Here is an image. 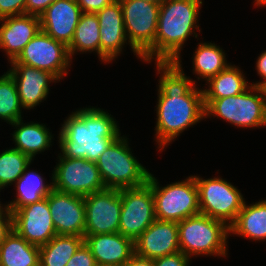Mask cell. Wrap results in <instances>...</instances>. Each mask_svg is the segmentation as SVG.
Here are the masks:
<instances>
[{
    "instance_id": "obj_1",
    "label": "cell",
    "mask_w": 266,
    "mask_h": 266,
    "mask_svg": "<svg viewBox=\"0 0 266 266\" xmlns=\"http://www.w3.org/2000/svg\"><path fill=\"white\" fill-rule=\"evenodd\" d=\"M182 61L155 62L158 82L155 141L159 152L182 132L205 119L202 89L196 80L187 77Z\"/></svg>"
},
{
    "instance_id": "obj_2",
    "label": "cell",
    "mask_w": 266,
    "mask_h": 266,
    "mask_svg": "<svg viewBox=\"0 0 266 266\" xmlns=\"http://www.w3.org/2000/svg\"><path fill=\"white\" fill-rule=\"evenodd\" d=\"M116 119L104 109L80 108L66 117L59 131V155L96 162L121 131Z\"/></svg>"
},
{
    "instance_id": "obj_3",
    "label": "cell",
    "mask_w": 266,
    "mask_h": 266,
    "mask_svg": "<svg viewBox=\"0 0 266 266\" xmlns=\"http://www.w3.org/2000/svg\"><path fill=\"white\" fill-rule=\"evenodd\" d=\"M202 0H164L160 4L155 36V62L181 61V50L197 25ZM194 33V34H193Z\"/></svg>"
},
{
    "instance_id": "obj_4",
    "label": "cell",
    "mask_w": 266,
    "mask_h": 266,
    "mask_svg": "<svg viewBox=\"0 0 266 266\" xmlns=\"http://www.w3.org/2000/svg\"><path fill=\"white\" fill-rule=\"evenodd\" d=\"M229 234L227 224L203 214L178 222L180 251L190 259L199 255L226 257Z\"/></svg>"
},
{
    "instance_id": "obj_5",
    "label": "cell",
    "mask_w": 266,
    "mask_h": 266,
    "mask_svg": "<svg viewBox=\"0 0 266 266\" xmlns=\"http://www.w3.org/2000/svg\"><path fill=\"white\" fill-rule=\"evenodd\" d=\"M205 118L217 117L239 128L266 126V102L262 87L250 86L242 93L204 99Z\"/></svg>"
},
{
    "instance_id": "obj_6",
    "label": "cell",
    "mask_w": 266,
    "mask_h": 266,
    "mask_svg": "<svg viewBox=\"0 0 266 266\" xmlns=\"http://www.w3.org/2000/svg\"><path fill=\"white\" fill-rule=\"evenodd\" d=\"M105 188L139 187L148 181L150 172L133 155L128 138L114 140L95 162Z\"/></svg>"
},
{
    "instance_id": "obj_7",
    "label": "cell",
    "mask_w": 266,
    "mask_h": 266,
    "mask_svg": "<svg viewBox=\"0 0 266 266\" xmlns=\"http://www.w3.org/2000/svg\"><path fill=\"white\" fill-rule=\"evenodd\" d=\"M125 32L132 52L141 61H155V36L160 4L143 0H120Z\"/></svg>"
},
{
    "instance_id": "obj_8",
    "label": "cell",
    "mask_w": 266,
    "mask_h": 266,
    "mask_svg": "<svg viewBox=\"0 0 266 266\" xmlns=\"http://www.w3.org/2000/svg\"><path fill=\"white\" fill-rule=\"evenodd\" d=\"M155 203V216L160 221L179 222L200 214L198 188L194 176L160 186L153 174H149Z\"/></svg>"
},
{
    "instance_id": "obj_9",
    "label": "cell",
    "mask_w": 266,
    "mask_h": 266,
    "mask_svg": "<svg viewBox=\"0 0 266 266\" xmlns=\"http://www.w3.org/2000/svg\"><path fill=\"white\" fill-rule=\"evenodd\" d=\"M193 176L198 188L200 214L223 221L230 227L245 203L242 193L221 177Z\"/></svg>"
},
{
    "instance_id": "obj_10",
    "label": "cell",
    "mask_w": 266,
    "mask_h": 266,
    "mask_svg": "<svg viewBox=\"0 0 266 266\" xmlns=\"http://www.w3.org/2000/svg\"><path fill=\"white\" fill-rule=\"evenodd\" d=\"M58 163L53 169V187L57 191L85 197L105 189L100 171L94 161L63 157L58 154Z\"/></svg>"
},
{
    "instance_id": "obj_11",
    "label": "cell",
    "mask_w": 266,
    "mask_h": 266,
    "mask_svg": "<svg viewBox=\"0 0 266 266\" xmlns=\"http://www.w3.org/2000/svg\"><path fill=\"white\" fill-rule=\"evenodd\" d=\"M119 233L133 242L156 220L151 184L120 189Z\"/></svg>"
},
{
    "instance_id": "obj_12",
    "label": "cell",
    "mask_w": 266,
    "mask_h": 266,
    "mask_svg": "<svg viewBox=\"0 0 266 266\" xmlns=\"http://www.w3.org/2000/svg\"><path fill=\"white\" fill-rule=\"evenodd\" d=\"M68 47L40 30L10 64H24L46 70L62 80L71 67Z\"/></svg>"
},
{
    "instance_id": "obj_13",
    "label": "cell",
    "mask_w": 266,
    "mask_h": 266,
    "mask_svg": "<svg viewBox=\"0 0 266 266\" xmlns=\"http://www.w3.org/2000/svg\"><path fill=\"white\" fill-rule=\"evenodd\" d=\"M86 235L117 233L122 208L119 189L105 188L84 197Z\"/></svg>"
},
{
    "instance_id": "obj_14",
    "label": "cell",
    "mask_w": 266,
    "mask_h": 266,
    "mask_svg": "<svg viewBox=\"0 0 266 266\" xmlns=\"http://www.w3.org/2000/svg\"><path fill=\"white\" fill-rule=\"evenodd\" d=\"M10 211L13 230L28 243L41 247L57 235L46 197Z\"/></svg>"
},
{
    "instance_id": "obj_15",
    "label": "cell",
    "mask_w": 266,
    "mask_h": 266,
    "mask_svg": "<svg viewBox=\"0 0 266 266\" xmlns=\"http://www.w3.org/2000/svg\"><path fill=\"white\" fill-rule=\"evenodd\" d=\"M46 198L57 235L84 237V197L53 189Z\"/></svg>"
},
{
    "instance_id": "obj_16",
    "label": "cell",
    "mask_w": 266,
    "mask_h": 266,
    "mask_svg": "<svg viewBox=\"0 0 266 266\" xmlns=\"http://www.w3.org/2000/svg\"><path fill=\"white\" fill-rule=\"evenodd\" d=\"M96 15L100 27V60L109 64L120 56L123 46L128 42L120 0H114Z\"/></svg>"
},
{
    "instance_id": "obj_17",
    "label": "cell",
    "mask_w": 266,
    "mask_h": 266,
    "mask_svg": "<svg viewBox=\"0 0 266 266\" xmlns=\"http://www.w3.org/2000/svg\"><path fill=\"white\" fill-rule=\"evenodd\" d=\"M8 72L17 85L18 95L23 109H34L46 100L49 94V84L60 82L51 72L37 69L24 64H10Z\"/></svg>"
},
{
    "instance_id": "obj_18",
    "label": "cell",
    "mask_w": 266,
    "mask_h": 266,
    "mask_svg": "<svg viewBox=\"0 0 266 266\" xmlns=\"http://www.w3.org/2000/svg\"><path fill=\"white\" fill-rule=\"evenodd\" d=\"M180 251L178 222L155 220L135 241L134 253L156 259Z\"/></svg>"
},
{
    "instance_id": "obj_19",
    "label": "cell",
    "mask_w": 266,
    "mask_h": 266,
    "mask_svg": "<svg viewBox=\"0 0 266 266\" xmlns=\"http://www.w3.org/2000/svg\"><path fill=\"white\" fill-rule=\"evenodd\" d=\"M82 13L76 0H56L39 16L41 30L68 46Z\"/></svg>"
},
{
    "instance_id": "obj_20",
    "label": "cell",
    "mask_w": 266,
    "mask_h": 266,
    "mask_svg": "<svg viewBox=\"0 0 266 266\" xmlns=\"http://www.w3.org/2000/svg\"><path fill=\"white\" fill-rule=\"evenodd\" d=\"M0 24V49L5 51L9 63L41 30L40 17L29 14L2 18Z\"/></svg>"
},
{
    "instance_id": "obj_21",
    "label": "cell",
    "mask_w": 266,
    "mask_h": 266,
    "mask_svg": "<svg viewBox=\"0 0 266 266\" xmlns=\"http://www.w3.org/2000/svg\"><path fill=\"white\" fill-rule=\"evenodd\" d=\"M84 243L96 264L124 266L134 254V242L119 232L86 235Z\"/></svg>"
},
{
    "instance_id": "obj_22",
    "label": "cell",
    "mask_w": 266,
    "mask_h": 266,
    "mask_svg": "<svg viewBox=\"0 0 266 266\" xmlns=\"http://www.w3.org/2000/svg\"><path fill=\"white\" fill-rule=\"evenodd\" d=\"M16 129L13 131L12 140L15 143L14 149L20 150L27 155L32 161L36 154L48 150L52 146L53 135L46 124L29 122L24 123L22 119L11 123Z\"/></svg>"
},
{
    "instance_id": "obj_23",
    "label": "cell",
    "mask_w": 266,
    "mask_h": 266,
    "mask_svg": "<svg viewBox=\"0 0 266 266\" xmlns=\"http://www.w3.org/2000/svg\"><path fill=\"white\" fill-rule=\"evenodd\" d=\"M256 241L266 240V199L248 205L239 211L236 221L230 226L231 235Z\"/></svg>"
},
{
    "instance_id": "obj_24",
    "label": "cell",
    "mask_w": 266,
    "mask_h": 266,
    "mask_svg": "<svg viewBox=\"0 0 266 266\" xmlns=\"http://www.w3.org/2000/svg\"><path fill=\"white\" fill-rule=\"evenodd\" d=\"M30 164L25 168L24 173L15 182L16 197L6 207L9 210H18L28 204L35 203L48 196L54 189L53 182L46 184L44 178L38 171L28 169Z\"/></svg>"
},
{
    "instance_id": "obj_25",
    "label": "cell",
    "mask_w": 266,
    "mask_h": 266,
    "mask_svg": "<svg viewBox=\"0 0 266 266\" xmlns=\"http://www.w3.org/2000/svg\"><path fill=\"white\" fill-rule=\"evenodd\" d=\"M39 247L28 243L14 230L0 244V266H39Z\"/></svg>"
},
{
    "instance_id": "obj_26",
    "label": "cell",
    "mask_w": 266,
    "mask_h": 266,
    "mask_svg": "<svg viewBox=\"0 0 266 266\" xmlns=\"http://www.w3.org/2000/svg\"><path fill=\"white\" fill-rule=\"evenodd\" d=\"M240 67L229 64L224 70L209 79L206 84L208 88H203L204 99H218L235 96L244 92L251 84L245 78V74Z\"/></svg>"
},
{
    "instance_id": "obj_27",
    "label": "cell",
    "mask_w": 266,
    "mask_h": 266,
    "mask_svg": "<svg viewBox=\"0 0 266 266\" xmlns=\"http://www.w3.org/2000/svg\"><path fill=\"white\" fill-rule=\"evenodd\" d=\"M83 244L82 236L55 235L47 244L39 247V266H66Z\"/></svg>"
},
{
    "instance_id": "obj_28",
    "label": "cell",
    "mask_w": 266,
    "mask_h": 266,
    "mask_svg": "<svg viewBox=\"0 0 266 266\" xmlns=\"http://www.w3.org/2000/svg\"><path fill=\"white\" fill-rule=\"evenodd\" d=\"M99 20L96 13H82L76 26L71 43L67 46L68 53L72 56L87 51L97 53L100 60V33Z\"/></svg>"
},
{
    "instance_id": "obj_29",
    "label": "cell",
    "mask_w": 266,
    "mask_h": 266,
    "mask_svg": "<svg viewBox=\"0 0 266 266\" xmlns=\"http://www.w3.org/2000/svg\"><path fill=\"white\" fill-rule=\"evenodd\" d=\"M193 54V74L197 79H204L206 82L224 70L230 63H227L226 53L215 43L200 42Z\"/></svg>"
},
{
    "instance_id": "obj_30",
    "label": "cell",
    "mask_w": 266,
    "mask_h": 266,
    "mask_svg": "<svg viewBox=\"0 0 266 266\" xmlns=\"http://www.w3.org/2000/svg\"><path fill=\"white\" fill-rule=\"evenodd\" d=\"M22 108L15 80L7 71L0 76V119L8 124L23 119Z\"/></svg>"
},
{
    "instance_id": "obj_31",
    "label": "cell",
    "mask_w": 266,
    "mask_h": 266,
    "mask_svg": "<svg viewBox=\"0 0 266 266\" xmlns=\"http://www.w3.org/2000/svg\"><path fill=\"white\" fill-rule=\"evenodd\" d=\"M33 163L20 150L9 148L0 153V189L13 185L24 173L25 168Z\"/></svg>"
},
{
    "instance_id": "obj_32",
    "label": "cell",
    "mask_w": 266,
    "mask_h": 266,
    "mask_svg": "<svg viewBox=\"0 0 266 266\" xmlns=\"http://www.w3.org/2000/svg\"><path fill=\"white\" fill-rule=\"evenodd\" d=\"M27 0H0V19L25 14Z\"/></svg>"
},
{
    "instance_id": "obj_33",
    "label": "cell",
    "mask_w": 266,
    "mask_h": 266,
    "mask_svg": "<svg viewBox=\"0 0 266 266\" xmlns=\"http://www.w3.org/2000/svg\"><path fill=\"white\" fill-rule=\"evenodd\" d=\"M191 259L182 251L153 259L154 266H190Z\"/></svg>"
},
{
    "instance_id": "obj_34",
    "label": "cell",
    "mask_w": 266,
    "mask_h": 266,
    "mask_svg": "<svg viewBox=\"0 0 266 266\" xmlns=\"http://www.w3.org/2000/svg\"><path fill=\"white\" fill-rule=\"evenodd\" d=\"M66 266H96V261L85 243L74 253Z\"/></svg>"
},
{
    "instance_id": "obj_35",
    "label": "cell",
    "mask_w": 266,
    "mask_h": 266,
    "mask_svg": "<svg viewBox=\"0 0 266 266\" xmlns=\"http://www.w3.org/2000/svg\"><path fill=\"white\" fill-rule=\"evenodd\" d=\"M13 230L12 212L5 207L0 212V244Z\"/></svg>"
},
{
    "instance_id": "obj_36",
    "label": "cell",
    "mask_w": 266,
    "mask_h": 266,
    "mask_svg": "<svg viewBox=\"0 0 266 266\" xmlns=\"http://www.w3.org/2000/svg\"><path fill=\"white\" fill-rule=\"evenodd\" d=\"M56 0H27L25 14L40 16Z\"/></svg>"
},
{
    "instance_id": "obj_37",
    "label": "cell",
    "mask_w": 266,
    "mask_h": 266,
    "mask_svg": "<svg viewBox=\"0 0 266 266\" xmlns=\"http://www.w3.org/2000/svg\"><path fill=\"white\" fill-rule=\"evenodd\" d=\"M114 0H76L83 13H96Z\"/></svg>"
},
{
    "instance_id": "obj_38",
    "label": "cell",
    "mask_w": 266,
    "mask_h": 266,
    "mask_svg": "<svg viewBox=\"0 0 266 266\" xmlns=\"http://www.w3.org/2000/svg\"><path fill=\"white\" fill-rule=\"evenodd\" d=\"M256 72L260 75L262 81L253 82L252 86L262 87L266 84V50L263 51L256 60Z\"/></svg>"
},
{
    "instance_id": "obj_39",
    "label": "cell",
    "mask_w": 266,
    "mask_h": 266,
    "mask_svg": "<svg viewBox=\"0 0 266 266\" xmlns=\"http://www.w3.org/2000/svg\"><path fill=\"white\" fill-rule=\"evenodd\" d=\"M124 266H154L153 259L143 258L135 253Z\"/></svg>"
},
{
    "instance_id": "obj_40",
    "label": "cell",
    "mask_w": 266,
    "mask_h": 266,
    "mask_svg": "<svg viewBox=\"0 0 266 266\" xmlns=\"http://www.w3.org/2000/svg\"><path fill=\"white\" fill-rule=\"evenodd\" d=\"M254 6L258 7H265L266 6V0H254Z\"/></svg>"
},
{
    "instance_id": "obj_41",
    "label": "cell",
    "mask_w": 266,
    "mask_h": 266,
    "mask_svg": "<svg viewBox=\"0 0 266 266\" xmlns=\"http://www.w3.org/2000/svg\"><path fill=\"white\" fill-rule=\"evenodd\" d=\"M148 3L161 4L164 0H143Z\"/></svg>"
},
{
    "instance_id": "obj_42",
    "label": "cell",
    "mask_w": 266,
    "mask_h": 266,
    "mask_svg": "<svg viewBox=\"0 0 266 266\" xmlns=\"http://www.w3.org/2000/svg\"><path fill=\"white\" fill-rule=\"evenodd\" d=\"M1 191V189H0ZM1 200V199H0ZM6 207V205L2 204L1 201H0V212Z\"/></svg>"
},
{
    "instance_id": "obj_43",
    "label": "cell",
    "mask_w": 266,
    "mask_h": 266,
    "mask_svg": "<svg viewBox=\"0 0 266 266\" xmlns=\"http://www.w3.org/2000/svg\"><path fill=\"white\" fill-rule=\"evenodd\" d=\"M262 89L264 91V95H265V102H266V84L264 86H262Z\"/></svg>"
},
{
    "instance_id": "obj_44",
    "label": "cell",
    "mask_w": 266,
    "mask_h": 266,
    "mask_svg": "<svg viewBox=\"0 0 266 266\" xmlns=\"http://www.w3.org/2000/svg\"><path fill=\"white\" fill-rule=\"evenodd\" d=\"M96 266H115V265H101V264H96Z\"/></svg>"
}]
</instances>
